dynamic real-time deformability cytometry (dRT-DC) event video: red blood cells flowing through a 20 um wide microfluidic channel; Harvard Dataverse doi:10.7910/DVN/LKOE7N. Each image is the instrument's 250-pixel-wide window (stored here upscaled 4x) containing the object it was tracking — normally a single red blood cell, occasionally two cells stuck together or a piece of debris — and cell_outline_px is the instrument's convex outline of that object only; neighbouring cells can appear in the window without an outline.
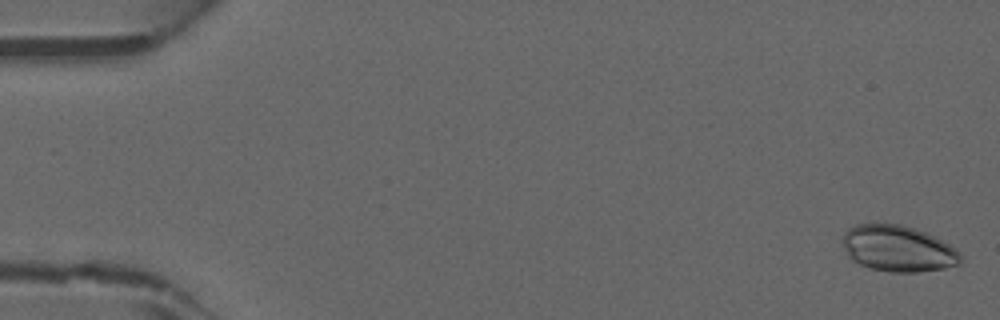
{"species": "common noctule bat (a hibernating species)", "species_latin": "Nyctalus noctula", "temperature_condition": "warm", "stored_images_in_passage": 45, "camera_frame_rate_fps": 3000, "um_per_image_px": 0.085, "animal": {"sex": "male", "forearm_length_mm": 52.5}, "frame": {"image": 1, "passage_image": 1, "time_ms": 0.0, "image_size_px": [1000, 320], "cell_outline_px": [[964, 260], [960, 264], [944, 268], [916, 272], [888, 272], [868, 268], [852, 260], [848, 256], [844, 248], [844, 232], [848, 228], [856, 224], [900, 224], [924, 232], [956, 248], [960, 252]], "centroid_in_image_um": [76.34, 21.15], "position_along_channel_um": 8.7, "area_um2": 31.67}}
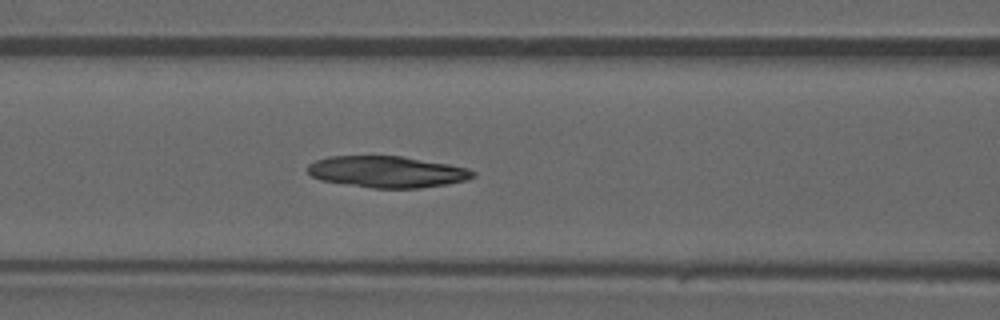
{"frame": {"image": 2, "passage_image": 19, "time_ms": 6.0, "image_size_px": [1000, 320], "cell_outline_px": [[476, 176], [464, 180], [444, 184], [420, 188], [372, 188], [320, 180], [312, 176], [308, 172], [308, 164], [316, 160], [328, 156], [404, 156], [448, 164], [468, 168], [476, 172]], "centroid_in_image_um": [32.89, 14.6], "position_along_channel_um": 133.7, "area_um2": 30.23}}
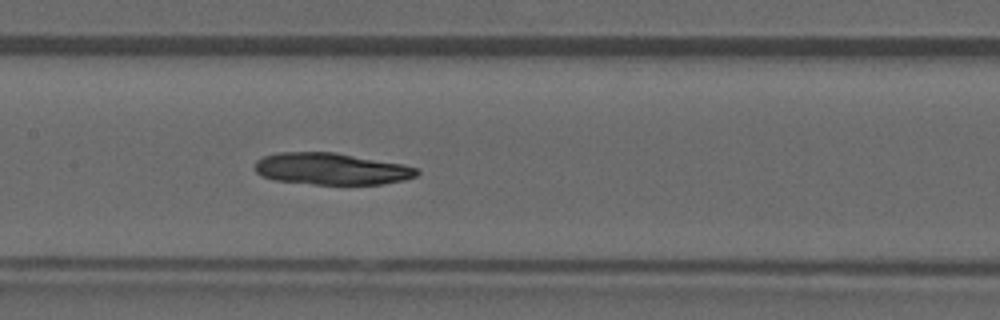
{"frame": {"image": 3, "passage_image": 22, "time_ms": 7.0, "image_size_px": [1000, 320], "cell_outline_px": [[420, 172], [416, 176], [404, 180], [384, 184], [312, 184], [272, 180], [260, 176], [256, 172], [256, 160], [264, 156], [280, 152], [336, 152], [404, 164], [416, 168]], "centroid_in_image_um": [28.16, 14.35], "position_along_channel_um": 179.2, "area_um2": 30.17}}